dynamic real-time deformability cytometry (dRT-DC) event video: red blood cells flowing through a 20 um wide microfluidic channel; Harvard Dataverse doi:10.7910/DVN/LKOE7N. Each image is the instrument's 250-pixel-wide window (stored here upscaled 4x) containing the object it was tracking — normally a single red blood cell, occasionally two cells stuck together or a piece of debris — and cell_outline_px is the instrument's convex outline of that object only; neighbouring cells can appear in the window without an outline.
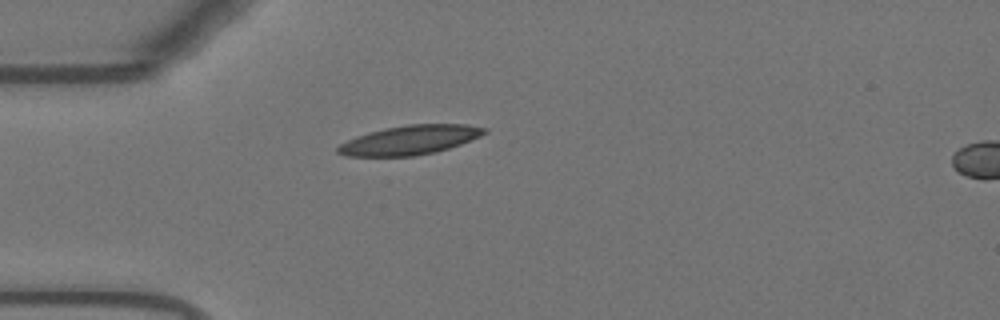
{"species": "Egyptian fruit bat (a non-hibernating species)", "species_latin": "Rousettus aegyptiacus", "temperature_condition": "warm", "stored_images_in_passage": 3, "camera_frame_rate_fps": 3000, "um_per_image_px": 0.085, "animal": {"sex": "female"}, "frame": {"image": 1, "passage_image": 1, "time_ms": 0.0, "image_size_px": [1000, 320], "cell_outline_px": [[488, 132], [480, 136], [460, 144], [436, 152], [412, 156], [344, 156], [336, 152], [336, 148], [340, 144], [356, 136], [368, 132], [384, 128], [408, 124], [468, 124], [488, 128]], "centroid_in_image_um": [34.83, 11.89], "position_along_channel_um": 50.2, "area_um2": 25.03}}